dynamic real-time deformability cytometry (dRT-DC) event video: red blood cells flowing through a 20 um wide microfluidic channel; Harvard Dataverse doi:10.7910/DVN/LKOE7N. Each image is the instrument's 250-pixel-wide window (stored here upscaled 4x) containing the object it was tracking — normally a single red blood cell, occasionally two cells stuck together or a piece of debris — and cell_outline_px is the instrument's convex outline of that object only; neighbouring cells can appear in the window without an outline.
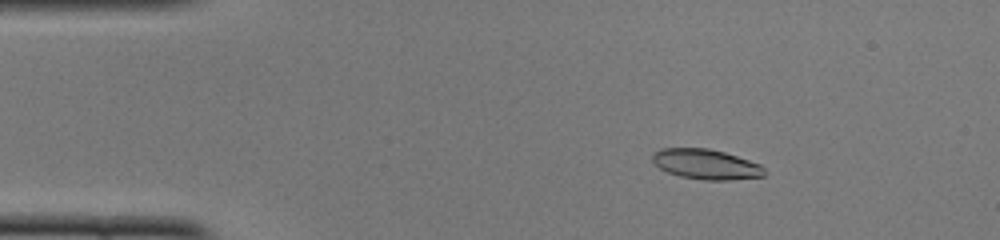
{"species": "common noctule bat (a hibernating species)", "species_latin": "Nyctalus noctula", "temperature_condition": "cold", "stored_images_in_passage": 50, "camera_frame_rate_fps": 3000, "um_per_image_px": 0.085, "animal": {"sex": "female", "body_mass_g": 22.0, "forearm_length_mm": 56.7}, "frame": {"image": 1, "passage_image": 8, "time_ms": 2.333, "image_size_px": [1000, 240], "cell_outline_px": [[768, 172], [764, 176], [732, 180], [704, 180], [680, 176], [668, 172], [660, 168], [652, 160], [652, 152], [660, 148], [708, 148], [724, 152], [760, 164]], "centroid_in_image_um": [60.02, 13.96], "position_along_channel_um": 25.0, "area_um2": 19.71}}
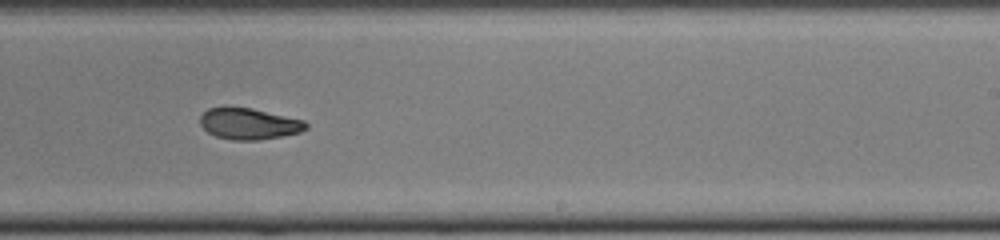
{"frame": {"image": 2, "passage_image": 31, "time_ms": 10.0, "image_size_px": [1000, 240], "cell_outline_px": [[308, 128], [300, 132], [260, 140], [232, 140], [216, 136], [208, 132], [200, 124], [200, 116], [208, 108], [224, 104], [252, 108], [304, 120], [308, 124]], "centroid_in_image_um": [21.12, 10.48], "position_along_channel_um": 267.9, "area_um2": 19.71}}
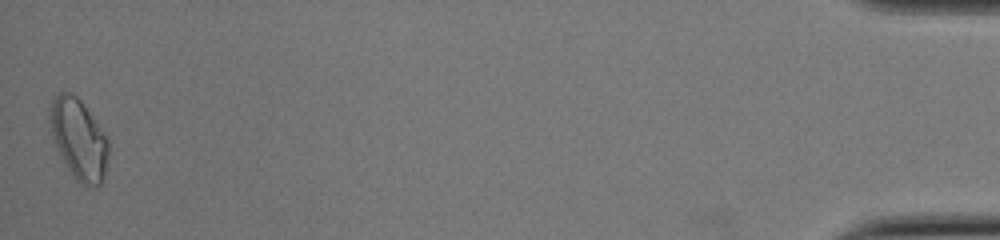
{"frame": {"image": 3, "passage_image": 50, "time_ms": 16.333, "image_size_px": [1000, 240], "cell_outline_px": [[108, 156], [104, 176], [100, 184], [96, 188], [88, 188], [80, 184], [72, 176], [56, 144], [48, 120], [48, 116], [52, 100], [60, 92], [68, 92], [76, 96], [80, 100], [108, 140]], "centroid_in_image_um": [6.7, 11.87], "position_along_channel_um": 428.5, "area_um2": 26.99}, "authors_computed_cell_mechanics": {"area_um2": 19.8254, "velocity_mm_per_s": 3.996, "shape_relaxation_time_tau1_ms": 5.5363, "shape_relaxation_time_tau2_ms": 2.1761, "deformation_change_tau1": 0.197, "deformation_change_tau2": 0.0778}}